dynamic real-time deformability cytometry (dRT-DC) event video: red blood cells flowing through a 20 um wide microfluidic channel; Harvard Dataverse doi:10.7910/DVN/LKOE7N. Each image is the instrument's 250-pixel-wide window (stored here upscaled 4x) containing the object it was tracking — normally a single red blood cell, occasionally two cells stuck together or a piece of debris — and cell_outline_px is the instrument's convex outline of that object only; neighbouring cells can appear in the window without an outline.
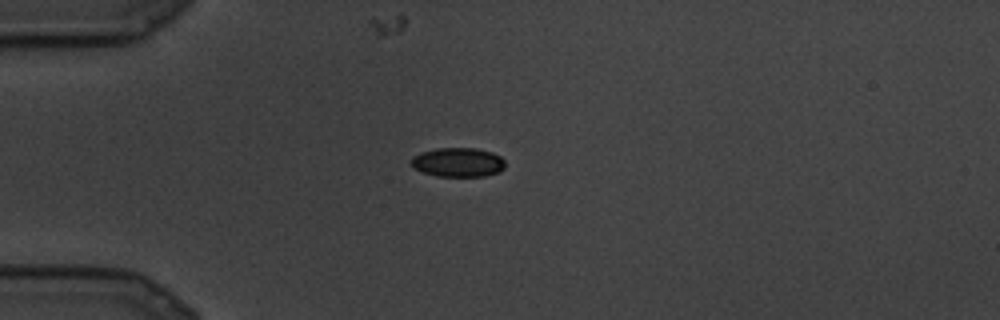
{"species": "common noctule bat (a hibernating species)", "species_latin": "Nyctalus noctula", "temperature_condition": "cold", "stored_images_in_passage": 9, "camera_frame_rate_fps": 3000, "um_per_image_px": 0.085, "animal": {"sex": "male", "body_mass_g": 19.5, "forearm_length_mm": 54.6}, "frame": {"image": 1, "passage_image": 6, "time_ms": 1.667, "image_size_px": [1000, 320], "cell_outline_px": [[504, 168], [500, 172], [484, 176], [436, 176], [412, 168], [412, 156], [420, 152], [436, 148], [476, 148], [492, 152], [500, 156], [504, 160]], "centroid_in_image_um": [38.93, 13.79], "position_along_channel_um": 46.1, "area_um2": 16.07}}
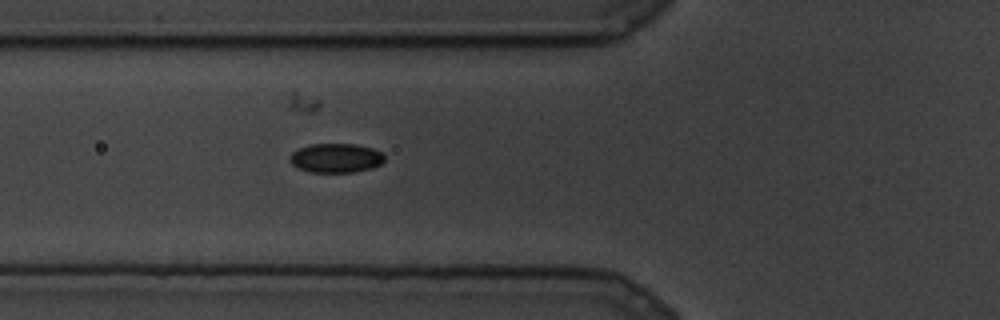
{"frame": {"image": 2, "passage_image": 9, "time_ms": 2.667, "image_size_px": [1000, 320], "cell_outline_px": [[384, 160], [380, 164], [372, 168], [352, 172], [308, 172], [296, 168], [288, 160], [288, 156], [292, 152], [308, 144], [356, 144], [372, 148], [380, 152], [384, 156]], "centroid_in_image_um": [28.5, 13.43], "position_along_channel_um": 97.3, "area_um2": 16.24}}